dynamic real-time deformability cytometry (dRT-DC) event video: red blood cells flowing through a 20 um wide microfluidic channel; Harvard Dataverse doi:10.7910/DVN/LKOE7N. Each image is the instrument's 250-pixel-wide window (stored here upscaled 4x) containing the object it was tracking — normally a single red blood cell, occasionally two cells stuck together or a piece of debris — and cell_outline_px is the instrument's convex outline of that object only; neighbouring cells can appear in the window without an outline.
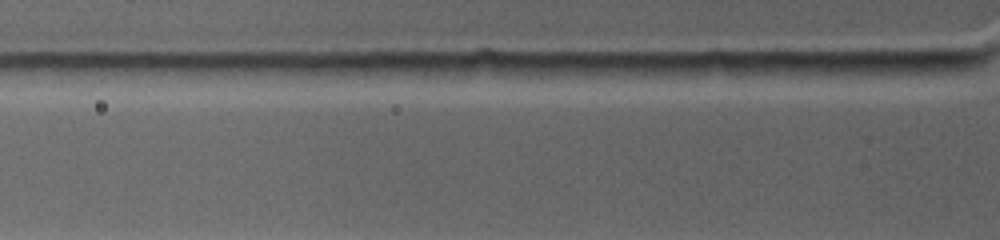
{"species": "common noctule bat (a hibernating species)", "species_latin": "Nyctalus noctula", "temperature_condition": "warm", "stored_images_in_passage": 2, "camera_frame_rate_fps": 4500, "um_per_image_px": 0.085, "animal": {"sex": "female", "body_mass_g": 19.0, "forearm_length_mm": 53.3}, "frame": {"image": 1, "passage_image": 2, "time_ms": 0.222, "image_size_px": [1000, 240], "cell_outline_px": [[960, 68], [948, 72], [852, 80], [848, 80], [820, 72], [820, 68], [828, 64], [940, 60], [956, 60]], "centroid_in_image_um": [75.5, 5.87], "position_along_channel_um": 50.3, "area_um2": 13.7}}